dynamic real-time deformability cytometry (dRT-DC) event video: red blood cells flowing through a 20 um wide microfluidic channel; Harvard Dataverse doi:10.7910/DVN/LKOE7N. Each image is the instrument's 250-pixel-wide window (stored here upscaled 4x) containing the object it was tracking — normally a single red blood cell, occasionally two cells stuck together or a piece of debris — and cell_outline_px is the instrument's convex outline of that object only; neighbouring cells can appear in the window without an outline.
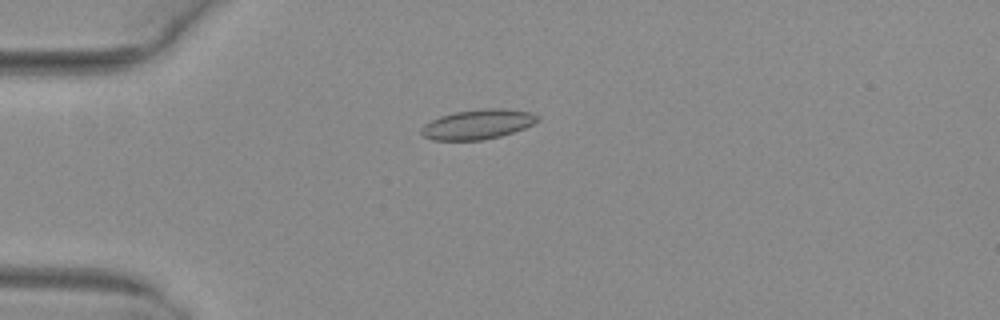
{"species": "common noctule bat (a hibernating species)", "species_latin": "Nyctalus noctula", "temperature_condition": "warm", "stored_images_in_passage": 39, "camera_frame_rate_fps": 3000, "um_per_image_px": 0.085, "animal": {"sex": "female", "body_mass_g": 29.2, "forearm_length_mm": 56.3}, "frame": {"image": 1, "passage_image": 1, "time_ms": 0.0, "image_size_px": [1000, 320], "cell_outline_px": [[540, 120], [524, 128], [500, 136], [484, 140], [432, 140], [424, 136], [420, 132], [420, 128], [424, 124], [440, 116], [456, 112], [484, 108], [504, 108], [532, 112], [540, 116]], "centroid_in_image_um": [40.62, 10.56], "position_along_channel_um": 44.4, "area_um2": 20.23}}
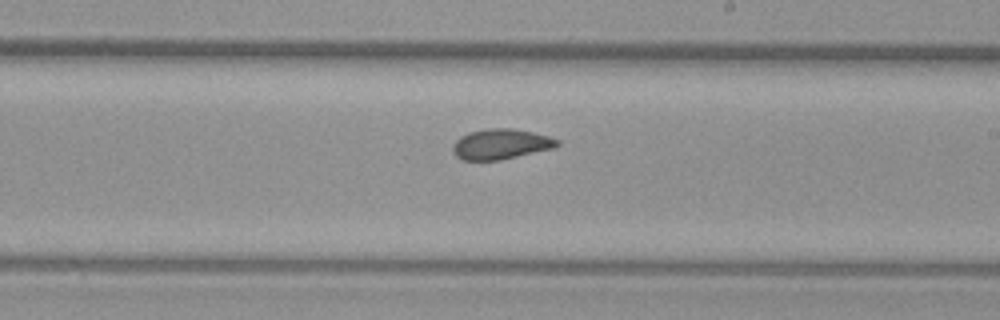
{"frame": {"image": 2, "passage_image": 18, "time_ms": 5.667, "image_size_px": [1000, 320], "cell_outline_px": [[560, 144], [556, 148], [500, 160], [464, 160], [456, 156], [452, 152], [452, 144], [460, 136], [468, 132], [488, 128], [512, 128], [532, 132], [548, 136], [560, 140]], "centroid_in_image_um": [42.57, 12.25], "position_along_channel_um": 246.4, "area_um2": 18.67}}
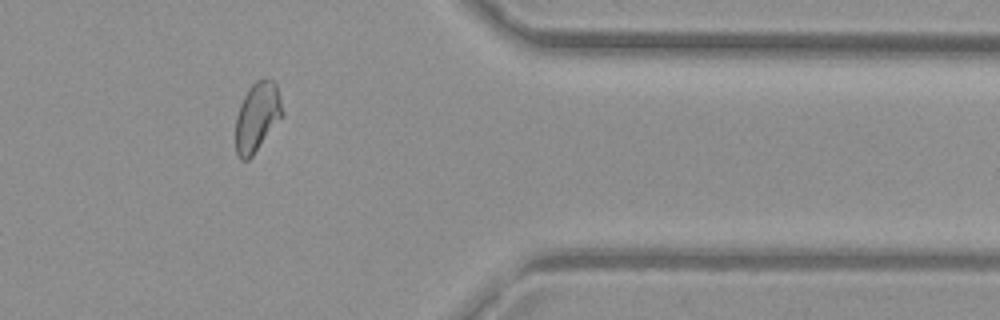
{"frame": {"image": 3, "passage_image": 30, "time_ms": 9.667, "image_size_px": [1000, 320], "cell_outline_px": [[284, 112], [252, 156], [248, 160], [240, 160], [236, 152], [236, 116], [240, 104], [248, 88], [256, 80], [264, 76], [272, 80], [276, 84], [280, 96]], "centroid_in_image_um": [21.85, 9.89], "position_along_channel_um": 389.6, "area_um2": 18.73}, "authors_computed_cell_mechanics": {"area_um2": 18.8428, "velocity_mm_per_s": 4.0113, "shape_relaxation_time_tau1_ms": null, "shape_relaxation_time_tau2_ms": 0.9824, "deformation_change_tau1": null, "deformation_change_tau2": 0.0335}}